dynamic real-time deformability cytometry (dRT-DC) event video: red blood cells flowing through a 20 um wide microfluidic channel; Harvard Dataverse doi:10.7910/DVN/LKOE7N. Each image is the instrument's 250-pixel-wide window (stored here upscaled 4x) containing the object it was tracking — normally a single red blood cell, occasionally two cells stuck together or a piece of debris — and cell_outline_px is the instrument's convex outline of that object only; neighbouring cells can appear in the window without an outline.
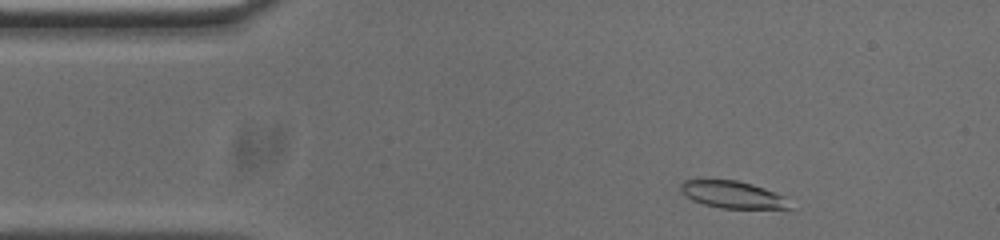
{"species": "common noctule bat (a hibernating species)", "species_latin": "Nyctalus noctula", "temperature_condition": "cold", "stored_images_in_passage": 49, "camera_frame_rate_fps": 3000, "um_per_image_px": 0.085, "animal": {"sex": "male", "body_mass_g": 20.0, "forearm_length_mm": 53.3}, "frame": {"image": 1, "passage_image": 3, "time_ms": 0.667, "image_size_px": [1000, 240], "cell_outline_px": [[792, 208], [720, 208], [704, 204], [692, 200], [680, 188], [680, 184], [684, 180], [736, 180], [752, 184], [764, 188], [784, 196]], "centroid_in_image_um": [62.27, 16.54], "position_along_channel_um": 22.7, "area_um2": 16.88}}
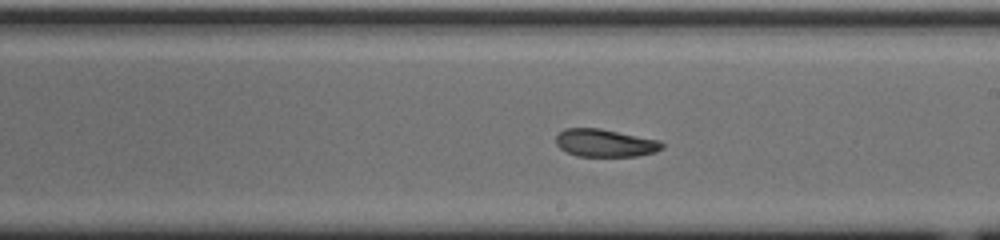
{"frame": {"image": 2, "passage_image": 25, "time_ms": 8.0, "image_size_px": [1000, 240], "cell_outline_px": [[664, 148], [656, 152], [636, 156], [576, 156], [560, 148], [556, 144], [556, 136], [564, 128], [600, 128], [660, 140], [664, 144]], "centroid_in_image_um": [51.45, 12.15], "position_along_channel_um": 237.5, "area_um2": 17.22}}
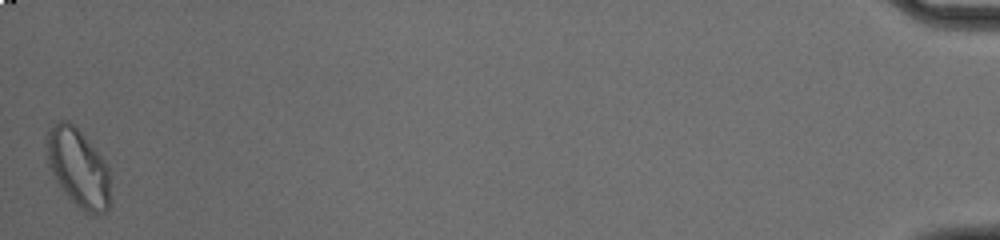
{"frame": {"image": 3, "passage_image": 49, "time_ms": 16.0, "image_size_px": [1000, 240], "cell_outline_px": [[112, 204], [104, 212], [96, 216], [84, 212], [68, 196], [56, 180], [48, 164], [44, 140], [48, 132], [60, 120], [68, 120], [84, 136], [108, 164]], "centroid_in_image_um": [6.68, 14.3], "position_along_channel_um": 428.5, "area_um2": 29.25}, "authors_computed_cell_mechanics": {"area_um2": 17.918, "velocity_mm_per_s": 3.7242, "shape_relaxation_time_tau1_ms": 10.7802, "shape_relaxation_time_tau2_ms": 3.1456, "deformation_change_tau1": 0.2091, "deformation_change_tau2": 0.073}}